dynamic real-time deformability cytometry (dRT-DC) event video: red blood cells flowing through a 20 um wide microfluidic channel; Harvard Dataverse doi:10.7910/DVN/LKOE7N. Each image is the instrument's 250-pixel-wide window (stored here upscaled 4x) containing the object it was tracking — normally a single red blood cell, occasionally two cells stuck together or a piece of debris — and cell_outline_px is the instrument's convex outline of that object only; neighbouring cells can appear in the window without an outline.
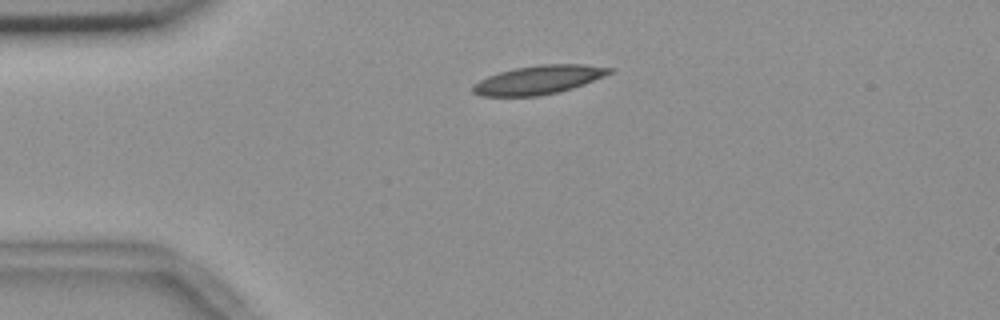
{"species": "common noctule bat (a hibernating species)", "species_latin": "Nyctalus noctula", "temperature_condition": "room temperature", "stored_images_in_passage": 43, "camera_frame_rate_fps": 3000, "um_per_image_px": 0.085, "animal": {"sex": "female", "body_mass_g": 18.4}, "frame": {"image": 1, "passage_image": 1, "time_ms": 0.0, "image_size_px": [1000, 320], "cell_outline_px": [[612, 72], [604, 76], [584, 84], [572, 88], [540, 96], [480, 96], [472, 92], [472, 84], [488, 76], [500, 72], [516, 68], [540, 64], [584, 64], [612, 68]], "centroid_in_image_um": [45.76, 6.79], "position_along_channel_um": 39.2, "area_um2": 22.72}}
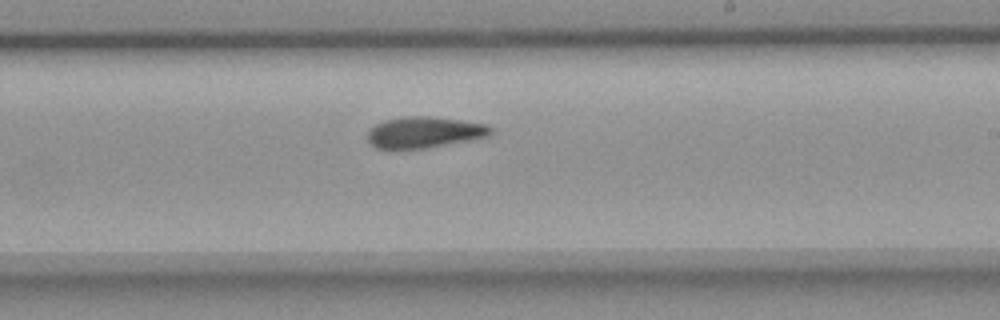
{"frame": {"image": 2, "passage_image": 21, "time_ms": 6.667, "image_size_px": [1000, 320], "cell_outline_px": [[492, 132], [488, 136], [428, 148], [376, 148], [368, 144], [368, 132], [376, 124], [384, 120], [404, 116], [432, 116], [488, 124], [492, 128]], "centroid_in_image_um": [36.06, 11.23], "position_along_channel_um": 252.9, "area_um2": 22.31}}
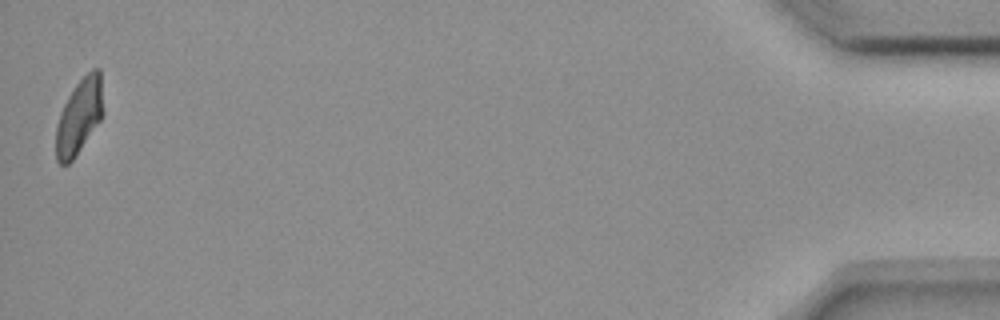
{"frame": {"image": 3, "passage_image": 43, "time_ms": 14.0, "image_size_px": [1000, 320], "cell_outline_px": [[104, 112], [100, 120], [72, 160], [68, 164], [60, 164], [56, 160], [56, 124], [60, 112], [68, 96], [76, 84], [92, 68], [100, 68], [104, 108]], "centroid_in_image_um": [6.74, 9.86], "position_along_channel_um": 428.5, "area_um2": 20.63}, "authors_computed_cell_mechanics": {"area_um2": 22.3108, "velocity_mm_per_s": 3.6518, "shape_relaxation_time_tau1_ms": 5.752, "shape_relaxation_time_tau2_ms": 5.9073, "deformation_change_tau1": 0.1613, "deformation_change_tau2": 0.138}}